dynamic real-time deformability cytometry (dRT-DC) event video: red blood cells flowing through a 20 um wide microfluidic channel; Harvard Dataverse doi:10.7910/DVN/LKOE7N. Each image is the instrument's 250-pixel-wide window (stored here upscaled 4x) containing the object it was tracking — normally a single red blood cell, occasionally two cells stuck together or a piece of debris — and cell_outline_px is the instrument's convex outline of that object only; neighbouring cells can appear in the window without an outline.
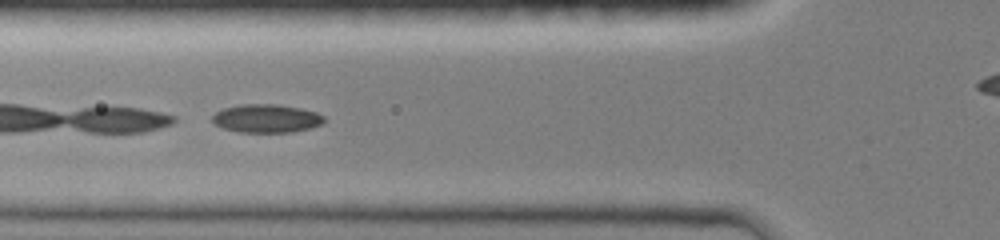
{"species": "common noctule bat (a hibernating species)", "species_latin": "Nyctalus noctula", "temperature_condition": "room temperature", "stored_images_in_passage": 45, "camera_frame_rate_fps": 3000, "um_per_image_px": 0.085, "animal": {"sex": "female", "body_mass_g": 19.0, "forearm_length_mm": 51.5}, "frame": {"image": 1, "passage_image": 16, "time_ms": 5.0, "image_size_px": [1000, 240], "cell_outline_px": [[324, 120], [320, 124], [308, 128], [288, 132], [240, 132], [224, 128], [216, 124], [212, 120], [212, 116], [216, 112], [224, 108], [240, 104], [276, 104], [300, 108], [316, 112], [324, 116]], "centroid_in_image_um": [22.62, 10.05], "position_along_channel_um": 103.2, "area_um2": 18.21}}
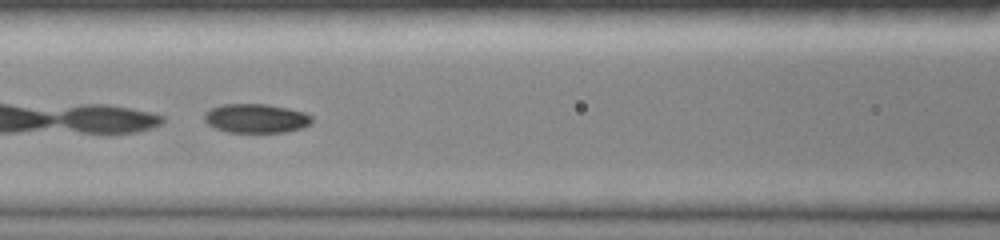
{"frame": {"image": 2, "passage_image": 19, "time_ms": 6.0, "image_size_px": [1000, 240], "cell_outline_px": [[312, 124], [300, 128], [284, 132], [228, 132], [216, 128], [208, 124], [204, 120], [204, 112], [212, 108], [224, 104], [268, 104], [288, 108], [304, 112], [312, 116]], "centroid_in_image_um": [21.77, 10.05], "position_along_channel_um": 144.8, "area_um2": 18.21}}
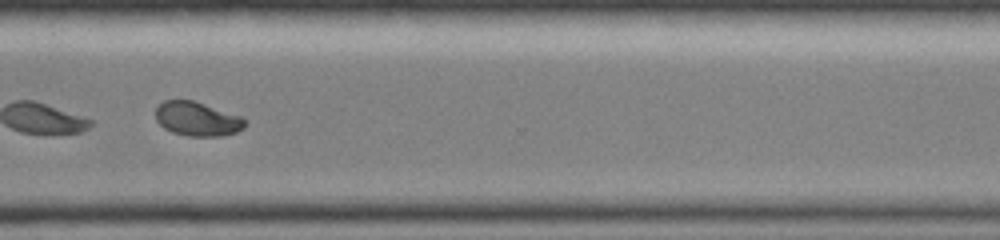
{"frame": {"image": 3, "passage_image": 34, "time_ms": 11.0, "image_size_px": [1000, 240], "cell_outline_px": [[244, 128], [236, 132], [220, 136], [188, 136], [172, 132], [164, 128], [156, 120], [156, 108], [164, 100], [192, 100], [240, 116], [244, 120]], "centroid_in_image_um": [16.73, 10.11], "position_along_channel_um": 353.9, "area_um2": 17.51}, "authors_computed_cell_mechanics": {"area_um2": 19.1896, "velocity_mm_per_s": 4.1758, "shape_relaxation_time_tau1_ms": 8.1526, "shape_relaxation_time_tau2_ms": 2.9292, "deformation_change_tau1": 0.2196, "deformation_change_tau2": 0.0415}}